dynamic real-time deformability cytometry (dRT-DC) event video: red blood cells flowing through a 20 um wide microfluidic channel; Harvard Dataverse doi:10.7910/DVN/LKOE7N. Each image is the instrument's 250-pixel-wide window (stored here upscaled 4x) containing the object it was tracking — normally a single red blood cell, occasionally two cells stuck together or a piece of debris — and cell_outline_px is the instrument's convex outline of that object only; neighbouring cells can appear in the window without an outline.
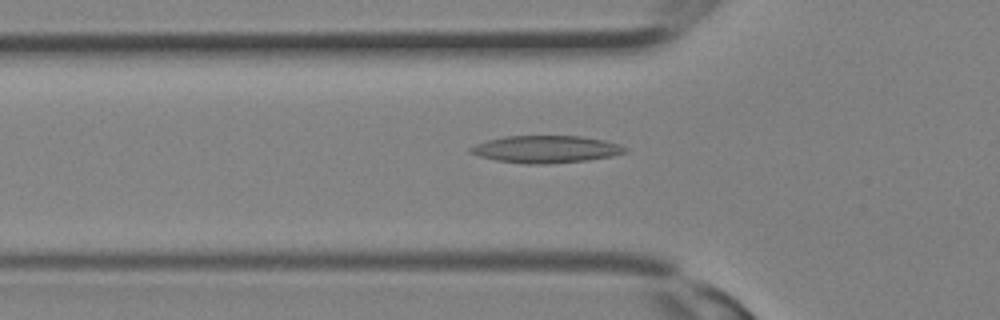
{"species": "Egyptian fruit bat (a non-hibernating species)", "species_latin": "Rousettus aegyptiacus", "temperature_condition": "room temperature", "stored_images_in_passage": 29, "camera_frame_rate_fps": 3000, "um_per_image_px": 0.085, "animal": {"sex": "female"}, "frame": {"image": 1, "passage_image": 11, "time_ms": 3.333, "image_size_px": [1000, 320], "cell_outline_px": [[628, 152], [612, 156], [588, 160], [548, 164], [524, 164], [496, 160], [480, 156], [468, 152], [468, 148], [476, 144], [488, 140], [508, 136], [580, 136], [604, 140], [620, 144], [628, 148]], "centroid_in_image_um": [46.43, 12.69], "position_along_channel_um": 79.4, "area_um2": 24.62}}
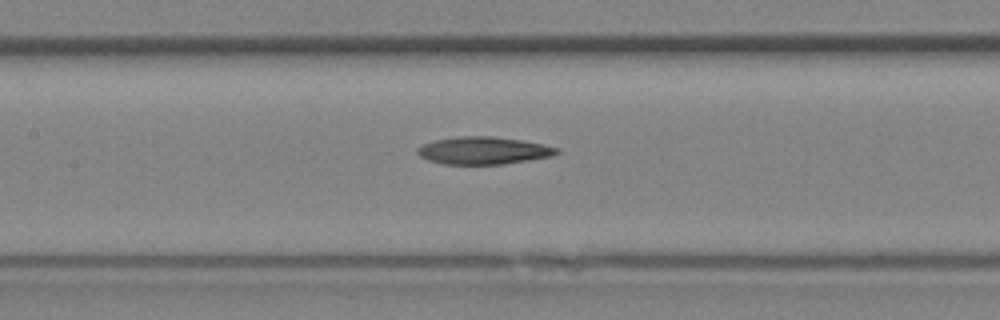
{"frame": {"image": 2, "passage_image": 15, "time_ms": 4.667, "image_size_px": [1000, 320], "cell_outline_px": [[560, 152], [552, 156], [528, 160], [500, 164], [444, 164], [428, 160], [420, 156], [416, 152], [416, 148], [424, 144], [436, 140], [460, 136], [492, 136], [524, 140], [544, 144], [560, 148]], "centroid_in_image_um": [41.12, 12.79], "position_along_channel_um": 166.3, "area_um2": 22.31}}
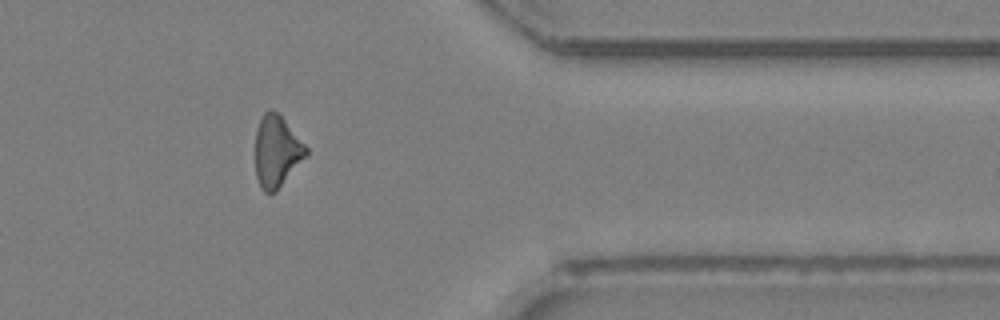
{"frame": {"image": 3, "passage_image": 26, "time_ms": 8.333, "image_size_px": [1000, 320], "cell_outline_px": [[308, 156], [276, 192], [268, 196], [260, 188], [256, 176], [256, 128], [264, 112], [268, 108], [272, 108], [284, 120], [308, 148]], "centroid_in_image_um": [23.52, 12.91], "position_along_channel_um": 387.9, "area_um2": 21.44}}